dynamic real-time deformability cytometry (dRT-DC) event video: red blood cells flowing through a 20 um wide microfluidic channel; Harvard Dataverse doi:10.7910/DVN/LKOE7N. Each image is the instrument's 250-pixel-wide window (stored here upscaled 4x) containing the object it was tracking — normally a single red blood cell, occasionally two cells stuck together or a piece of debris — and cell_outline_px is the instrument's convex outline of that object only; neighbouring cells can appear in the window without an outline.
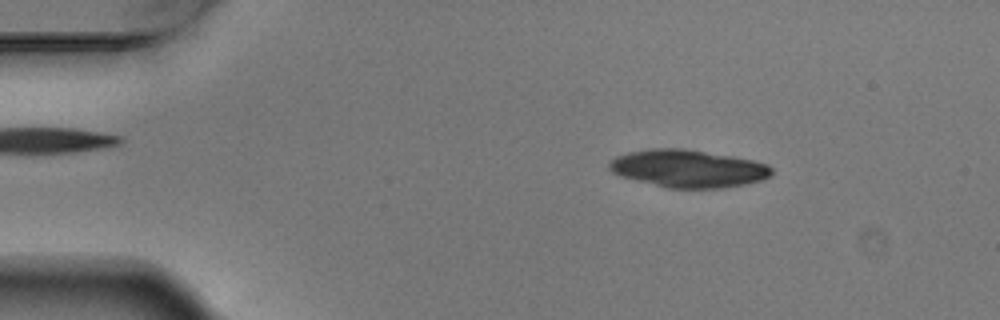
{"species": "Egyptian fruit bat (a non-hibernating species)", "species_latin": "Rousettus aegyptiacus", "temperature_condition": "warm", "stored_images_in_passage": 4, "camera_frame_rate_fps": 3000, "um_per_image_px": 0.085, "animal": {"sex": "male"}, "frame": {"image": 1, "passage_image": 2, "time_ms": 0.333, "image_size_px": [1000, 320], "cell_outline_px": [[772, 176], [760, 180], [744, 184], [720, 188], [664, 188], [624, 176], [612, 172], [608, 168], [608, 164], [616, 156], [628, 152], [652, 148], [680, 148], [732, 156], [752, 160], [768, 164], [772, 168]], "centroid_in_image_um": [58.49, 14.33], "position_along_channel_um": 26.5, "area_um2": 35.37}}